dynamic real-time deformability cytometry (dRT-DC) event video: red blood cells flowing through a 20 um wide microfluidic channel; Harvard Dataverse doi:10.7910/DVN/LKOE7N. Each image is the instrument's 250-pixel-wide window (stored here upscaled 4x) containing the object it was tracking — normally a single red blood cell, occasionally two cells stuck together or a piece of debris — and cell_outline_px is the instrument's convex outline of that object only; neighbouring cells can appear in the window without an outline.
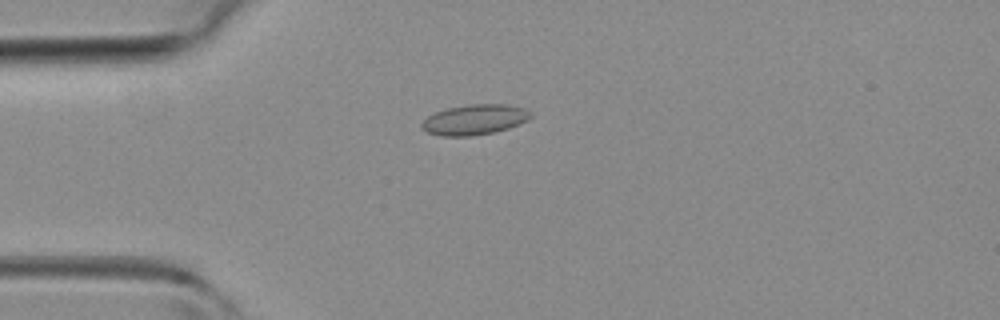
{"species": "common noctule bat (a hibernating species)", "species_latin": "Nyctalus noctula", "temperature_condition": "room temperature", "stored_images_in_passage": 34, "camera_frame_rate_fps": 3000, "um_per_image_px": 0.085, "animal": {"sex": "female", "body_mass_g": 19.3, "forearm_length_mm": 54.1}, "frame": {"image": 1, "passage_image": 1, "time_ms": 0.0, "image_size_px": [1000, 320], "cell_outline_px": [[532, 116], [508, 128], [492, 132], [468, 136], [440, 136], [428, 132], [420, 128], [420, 124], [428, 116], [436, 112], [448, 108], [472, 104], [508, 104], [524, 108], [532, 112]], "centroid_in_image_um": [40.31, 10.16], "position_along_channel_um": 44.7, "area_um2": 18.96}}
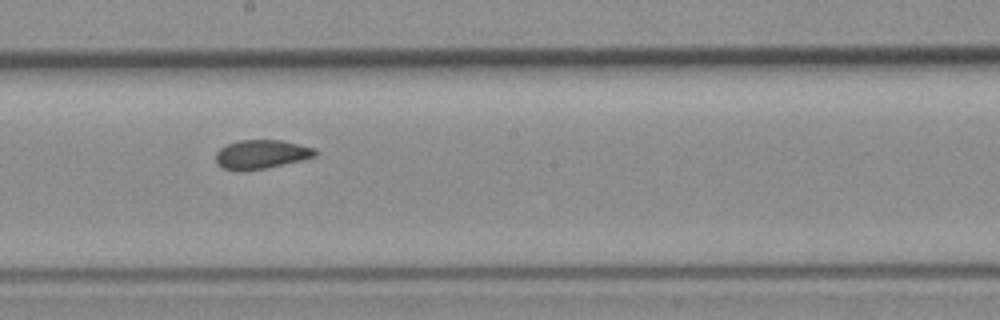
{"frame": {"image": 2, "passage_image": 14, "time_ms": 4.333, "image_size_px": [1000, 320], "cell_outline_px": [[316, 156], [300, 160], [264, 168], [224, 168], [216, 164], [216, 152], [220, 148], [228, 144], [240, 140], [280, 140], [316, 148]], "centroid_in_image_um": [22.23, 13.07], "position_along_channel_um": 226.0, "area_um2": 16.07}}
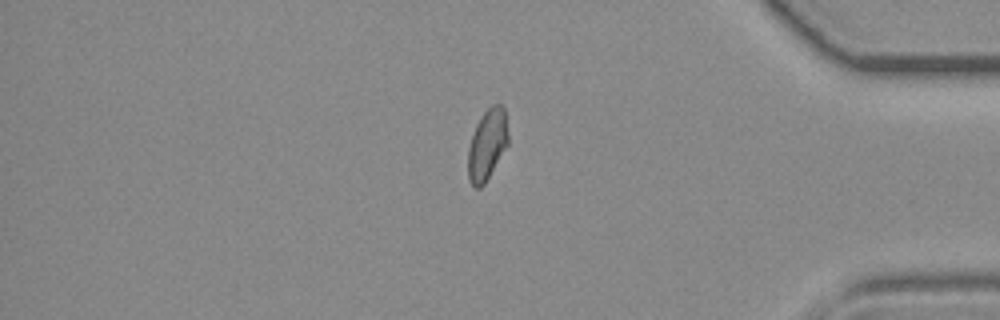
{"frame": {"image": 3, "passage_image": 27, "time_ms": 8.667, "image_size_px": [1000, 320], "cell_outline_px": [[508, 144], [484, 184], [480, 188], [476, 188], [468, 180], [468, 148], [476, 124], [480, 116], [492, 104], [500, 104], [504, 108], [508, 132]], "centroid_in_image_um": [41.4, 12.28], "position_along_channel_um": 393.8, "area_um2": 16.47}}